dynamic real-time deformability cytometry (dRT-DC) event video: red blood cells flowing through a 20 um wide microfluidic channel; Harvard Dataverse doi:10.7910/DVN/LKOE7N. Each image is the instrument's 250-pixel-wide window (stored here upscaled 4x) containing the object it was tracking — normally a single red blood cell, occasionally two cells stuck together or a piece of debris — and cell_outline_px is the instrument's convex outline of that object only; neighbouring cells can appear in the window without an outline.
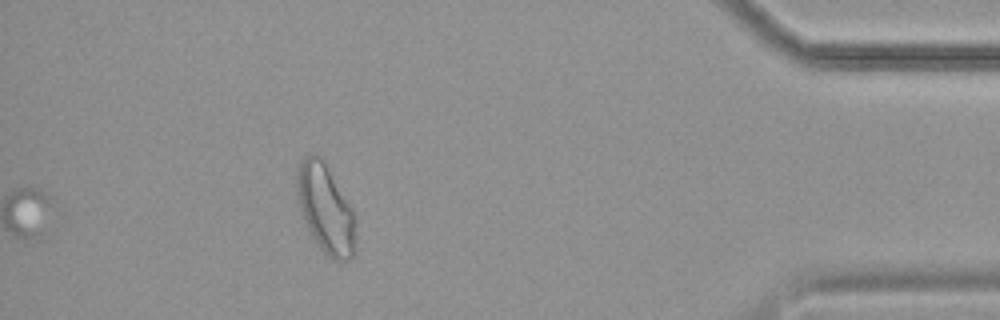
{"species": "common noctule bat (a hibernating species)", "species_latin": "Nyctalus noctula", "temperature_condition": "cold", "stored_images_in_passage": 51, "segment_of_instrument_passage": [2, 2], "camera_frame_rate_fps": 3000, "um_per_image_px": 0.085, "animal": {"sex": "female", "body_mass_g": 19.9}, "frame": {"image": 1, "passage_image": 51, "time_ms": 16.667, "image_size_px": [1000, 320], "cell_outline_px": [[356, 252], [348, 260], [332, 260], [324, 256], [308, 228], [296, 204], [296, 168], [300, 160], [308, 152], [316, 152], [324, 160], [352, 208], [356, 244]], "centroid_in_image_um": [27.62, 17.71], "position_along_channel_um": 407.6, "area_um2": 31.15}}